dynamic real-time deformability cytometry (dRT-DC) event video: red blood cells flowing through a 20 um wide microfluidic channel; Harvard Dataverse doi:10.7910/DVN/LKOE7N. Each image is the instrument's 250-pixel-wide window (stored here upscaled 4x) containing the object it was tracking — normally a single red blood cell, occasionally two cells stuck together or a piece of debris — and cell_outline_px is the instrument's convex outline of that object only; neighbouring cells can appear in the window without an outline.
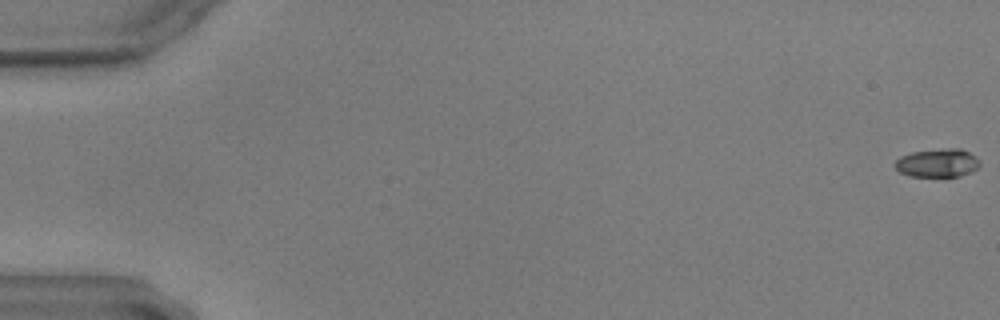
{"species": "common noctule bat (a hibernating species)", "species_latin": "Nyctalus noctula", "temperature_condition": "warm", "stored_images_in_passage": 60, "camera_frame_rate_fps": 3000, "um_per_image_px": 0.085, "animal": {"sex": "male", "body_mass_g": 17.9, "forearm_length_mm": 54.2}, "frame": {"image": 1, "passage_image": 1, "time_ms": 0.0, "image_size_px": [1000, 320], "cell_outline_px": [[980, 164], [972, 172], [960, 176], [944, 180], [908, 176], [900, 172], [892, 164], [900, 156], [912, 152], [948, 148], [960, 148], [976, 156], [980, 160]], "centroid_in_image_um": [79.68, 13.91], "position_along_channel_um": 5.3, "area_um2": 14.85}}
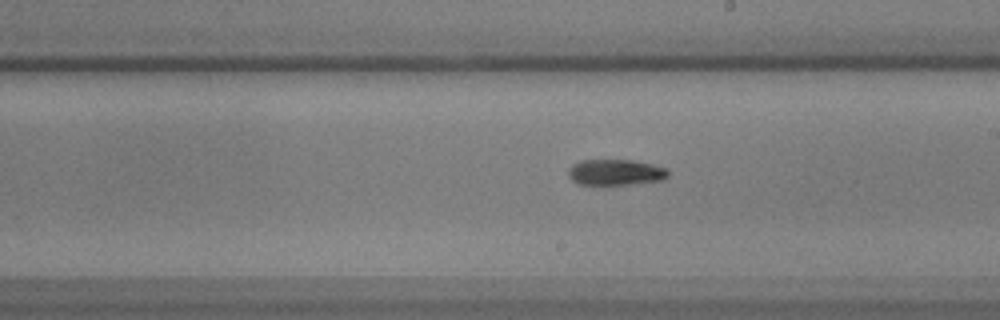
{"frame": {"image": 2, "passage_image": 35, "time_ms": 11.333, "image_size_px": [1000, 320], "cell_outline_px": [[668, 176], [664, 180], [628, 184], [580, 184], [572, 180], [568, 176], [568, 168], [572, 164], [580, 160], [632, 160], [652, 164], [668, 168]], "centroid_in_image_um": [52.32, 14.63], "position_along_channel_um": 236.7, "area_um2": 15.09}}
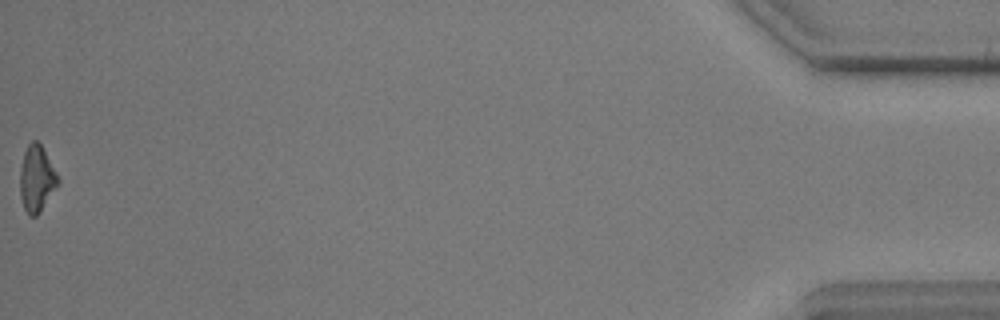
{"frame": {"image": 3, "passage_image": 60, "time_ms": 19.667, "image_size_px": [1000, 320], "cell_outline_px": [[60, 184], [36, 216], [28, 216], [24, 208], [20, 196], [20, 168], [24, 152], [28, 144], [32, 140], [36, 140], [40, 144], [56, 172], [60, 180]], "centroid_in_image_um": [3.11, 15.21], "position_along_channel_um": 432.1, "area_um2": 14.62}}